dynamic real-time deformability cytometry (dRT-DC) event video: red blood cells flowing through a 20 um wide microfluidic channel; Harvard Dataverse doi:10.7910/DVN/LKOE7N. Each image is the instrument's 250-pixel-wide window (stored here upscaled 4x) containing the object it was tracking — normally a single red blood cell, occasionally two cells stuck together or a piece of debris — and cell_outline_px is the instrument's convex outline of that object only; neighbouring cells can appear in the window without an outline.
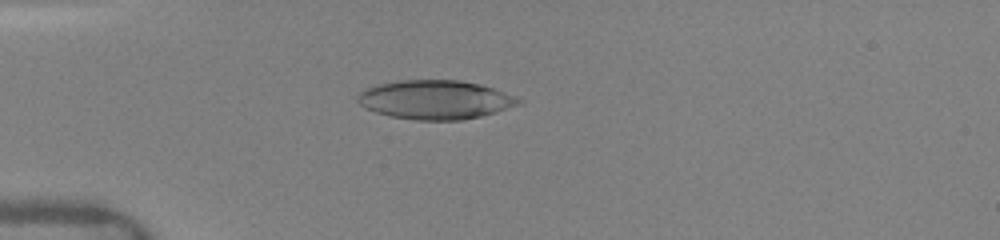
{"species": "human", "species_latin": "Homo sapiens", "temperature_condition": "warm", "stored_images_in_passage": 44, "camera_frame_rate_fps": 3000, "um_per_image_px": 0.085, "donor": {"sex": "female"}, "frame": {"image": 1, "passage_image": 13, "time_ms": 4.333, "image_size_px": [1000, 240], "cell_outline_px": [[524, 104], [496, 112], [480, 116], [460, 120], [416, 120], [392, 116], [376, 112], [364, 108], [356, 100], [356, 96], [360, 92], [368, 88], [380, 84], [396, 80], [460, 80], [480, 84], [492, 88], [524, 100]], "centroid_in_image_um": [37.02, 8.47], "position_along_channel_um": 48.0, "area_um2": 36.53}}
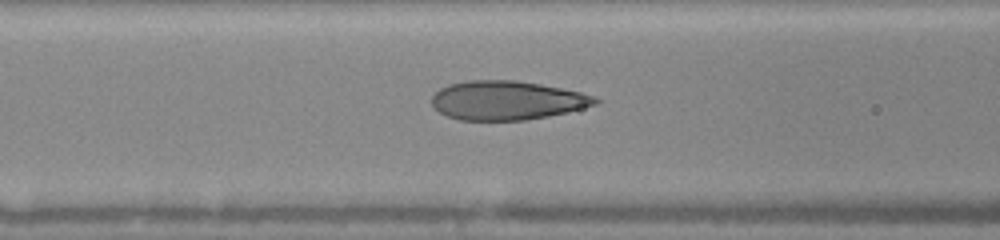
{"frame": {"image": 2, "passage_image": 19, "time_ms": 6.667, "image_size_px": [1000, 240], "cell_outline_px": [[600, 100], [596, 104], [548, 116], [524, 120], [460, 120], [448, 116], [432, 108], [432, 96], [440, 88], [448, 84], [464, 80], [516, 80], [540, 84], [580, 92], [592, 96]], "centroid_in_image_um": [43.01, 8.52], "position_along_channel_um": 123.6, "area_um2": 36.93}}
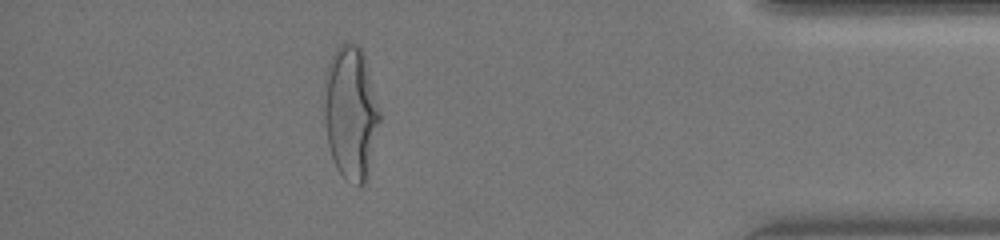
{"frame": {"image": 3, "passage_image": 40, "time_ms": 14.333, "image_size_px": [1000, 240], "cell_outline_px": [[380, 120], [364, 188], [356, 188], [344, 180], [336, 168], [332, 160], [328, 144], [324, 120], [324, 100], [328, 64], [336, 48], [340, 44], [348, 40], [352, 40], [360, 48], [364, 56], [380, 112]], "centroid_in_image_um": [29.8, 9.65], "position_along_channel_um": 405.4, "area_um2": 43.35}, "authors_computed_cell_mechanics": {"area_um2": 37.2232, "velocity_mm_per_s": 4.1386, "shape_relaxation_time_tau1_ms": 4.2368, "shape_relaxation_time_tau2_ms": 0.6577, "deformation_change_tau1": 0.2161, "deformation_change_tau2": 0.0825}}